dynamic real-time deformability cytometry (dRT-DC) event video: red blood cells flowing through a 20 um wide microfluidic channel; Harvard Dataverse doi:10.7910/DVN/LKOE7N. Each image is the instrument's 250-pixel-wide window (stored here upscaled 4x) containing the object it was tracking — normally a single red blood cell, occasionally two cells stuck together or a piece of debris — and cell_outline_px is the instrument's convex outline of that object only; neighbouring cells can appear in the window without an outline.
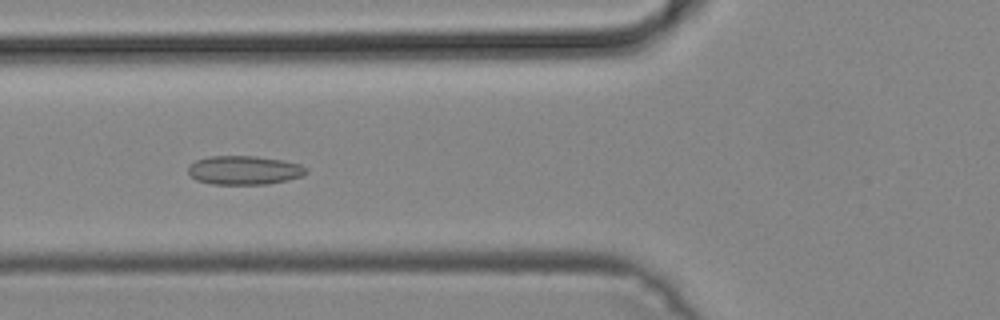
{"species": "common noctule bat (a hibernating species)", "species_latin": "Nyctalus noctula", "temperature_condition": "cold", "stored_images_in_passage": 44, "camera_frame_rate_fps": 3000, "um_per_image_px": 0.085, "animal": {"sex": "male", "body_mass_g": 19.2, "forearm_length_mm": 51.8}, "frame": {"image": 1, "passage_image": 13, "time_ms": 4.0, "image_size_px": [1000, 320], "cell_outline_px": [[308, 172], [304, 176], [288, 180], [268, 184], [212, 184], [196, 180], [188, 172], [188, 168], [196, 160], [208, 156], [256, 156], [284, 160], [300, 164], [308, 168]], "centroid_in_image_um": [20.81, 14.46], "position_along_channel_um": 105.0, "area_um2": 20.0}}
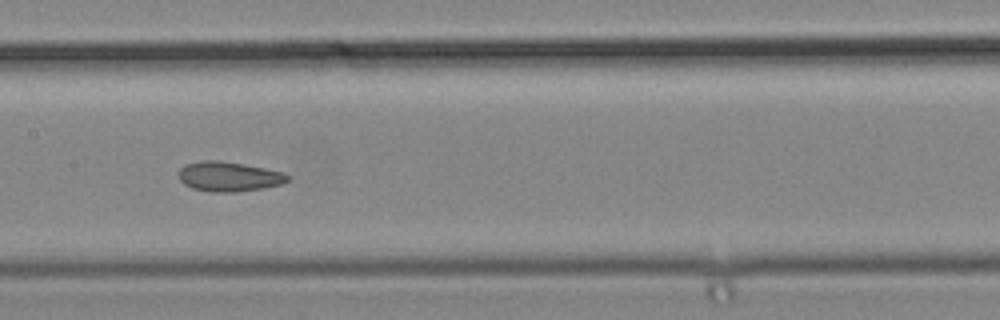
{"frame": {"image": 2, "passage_image": 19, "time_ms": 6.0, "image_size_px": [1000, 320], "cell_outline_px": [[288, 180], [280, 184], [260, 188], [236, 192], [212, 192], [192, 188], [184, 184], [180, 180], [180, 168], [184, 164], [204, 160], [216, 160], [244, 164], [284, 172], [288, 176]], "centroid_in_image_um": [19.42, 15.0], "position_along_channel_um": 188.0, "area_um2": 18.67}}
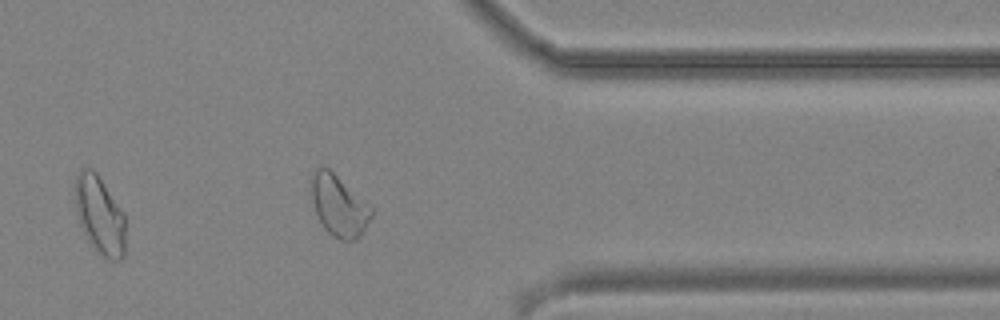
{"frame": {"image": 3, "passage_image": 34, "time_ms": 11.0, "image_size_px": [1000, 320], "cell_outline_px": [[372, 216], [360, 236], [356, 240], [340, 240], [332, 236], [324, 228], [308, 196], [308, 176], [316, 168], [328, 168], [372, 208]], "centroid_in_image_um": [28.71, 17.46], "position_along_channel_um": 382.7, "area_um2": 21.62}}